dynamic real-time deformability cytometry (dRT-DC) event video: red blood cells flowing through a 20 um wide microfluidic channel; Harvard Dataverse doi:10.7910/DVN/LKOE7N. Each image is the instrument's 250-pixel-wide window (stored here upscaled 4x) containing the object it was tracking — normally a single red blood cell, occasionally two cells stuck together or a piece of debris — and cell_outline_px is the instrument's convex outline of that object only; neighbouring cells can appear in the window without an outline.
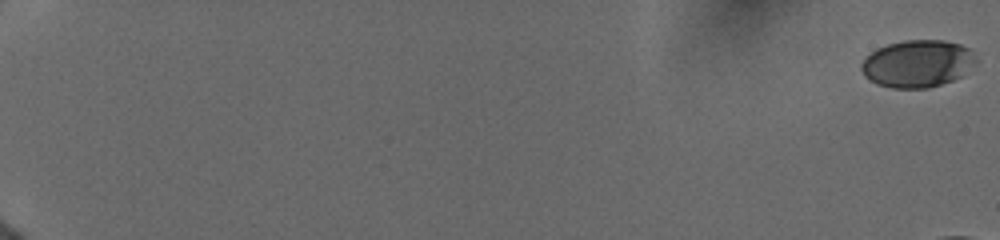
{"species": "human", "species_latin": "Homo sapiens", "temperature_condition": "cold", "stored_images_in_passage": 15, "camera_frame_rate_fps": 3000, "um_per_image_px": 0.085, "donor": {"sex": "female"}, "frame": {"image": 1, "passage_image": 1, "time_ms": 0.0, "image_size_px": [1000, 240], "cell_outline_px": [[980, 60], [960, 76], [952, 80], [928, 88], [892, 88], [876, 84], [864, 76], [860, 68], [860, 64], [876, 48], [888, 44], [904, 40], [944, 40], [960, 44], [972, 48]], "centroid_in_image_um": [78.02, 5.4], "position_along_channel_um": 7.0, "area_um2": 31.91}}